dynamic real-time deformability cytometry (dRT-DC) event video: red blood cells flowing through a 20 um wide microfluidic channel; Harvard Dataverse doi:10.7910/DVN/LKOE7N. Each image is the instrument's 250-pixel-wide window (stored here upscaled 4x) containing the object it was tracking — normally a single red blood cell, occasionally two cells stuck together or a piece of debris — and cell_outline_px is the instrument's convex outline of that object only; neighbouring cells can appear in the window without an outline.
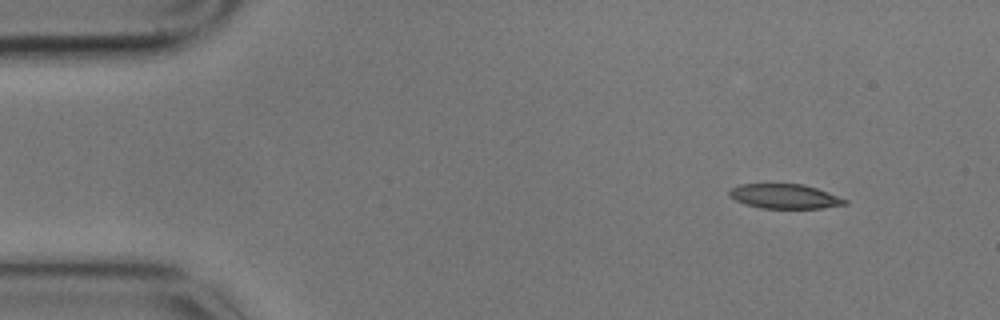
{"species": "common noctule bat (a hibernating species)", "species_latin": "Nyctalus noctula", "temperature_condition": "cold", "stored_images_in_passage": 2, "camera_frame_rate_fps": 3000, "um_per_image_px": 0.085, "animal": {"sex": "male", "body_mass_g": 17.9}, "frame": {"image": 1, "passage_image": 2, "time_ms": 0.333, "image_size_px": [1000, 320], "cell_outline_px": [[848, 204], [824, 208], [760, 208], [744, 204], [728, 196], [728, 192], [732, 188], [740, 184], [804, 184], [828, 192], [848, 200]], "centroid_in_image_um": [66.7, 16.69], "position_along_channel_um": 18.3, "area_um2": 16.59}}